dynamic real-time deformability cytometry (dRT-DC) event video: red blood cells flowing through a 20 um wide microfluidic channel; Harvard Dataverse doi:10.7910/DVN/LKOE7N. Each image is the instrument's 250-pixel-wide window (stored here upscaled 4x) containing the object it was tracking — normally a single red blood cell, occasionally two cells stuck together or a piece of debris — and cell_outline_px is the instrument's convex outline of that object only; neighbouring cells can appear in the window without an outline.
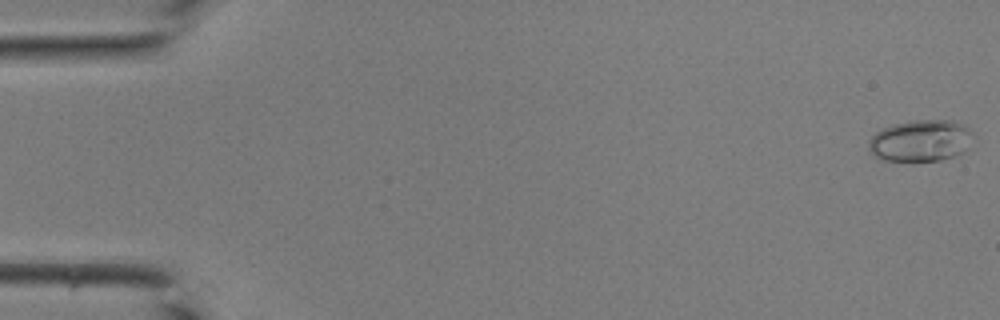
{"species": "common noctule bat (a hibernating species)", "species_latin": "Nyctalus noctula", "temperature_condition": "room temperature", "stored_images_in_passage": 43, "camera_frame_rate_fps": 3000, "um_per_image_px": 0.085, "animal": {"sex": "male", "body_mass_g": 19.0, "forearm_length_mm": 50.8}, "frame": {"image": 1, "passage_image": 1, "time_ms": 0.0, "image_size_px": [1000, 320], "cell_outline_px": [[972, 132], [964, 148], [960, 152], [952, 156], [940, 160], [884, 160], [876, 156], [868, 148], [868, 140], [876, 132], [892, 124], [912, 120], [952, 120], [968, 128]], "centroid_in_image_um": [78.17, 11.93], "position_along_channel_um": 6.8, "area_um2": 24.62}}
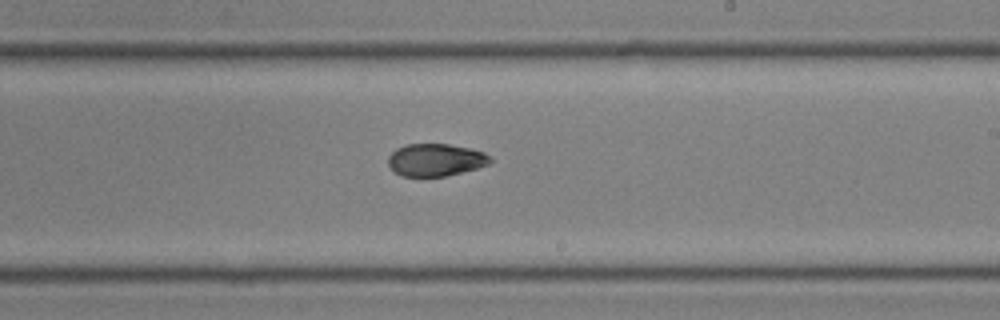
{"frame": {"image": 2, "passage_image": 26, "time_ms": 8.333, "image_size_px": [1000, 320], "cell_outline_px": [[492, 160], [488, 164], [476, 168], [444, 176], [400, 176], [388, 164], [388, 156], [396, 148], [408, 144], [448, 144], [468, 148], [484, 152]], "centroid_in_image_um": [36.99, 13.58], "position_along_channel_um": 252.0, "area_um2": 19.02}}
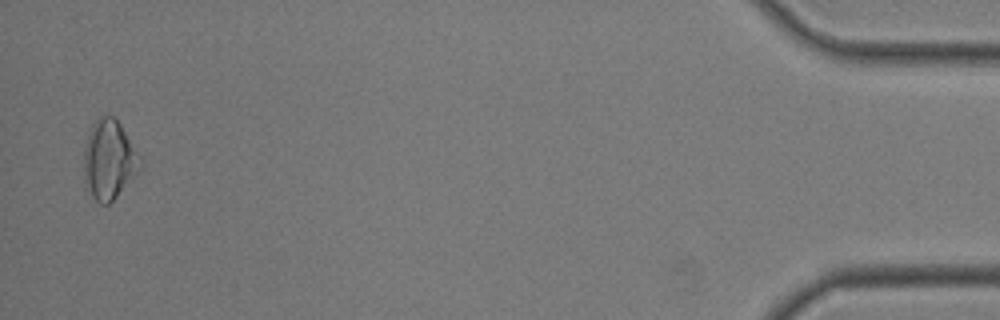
{"frame": {"image": 3, "passage_image": 42, "time_ms": 13.667, "image_size_px": [1000, 320], "cell_outline_px": [[144, 164], [116, 196], [108, 204], [100, 204], [84, 188], [84, 144], [92, 124], [100, 116], [112, 116], [120, 124], [144, 160]], "centroid_in_image_um": [9.26, 13.58], "position_along_channel_um": 425.9, "area_um2": 26.13}}